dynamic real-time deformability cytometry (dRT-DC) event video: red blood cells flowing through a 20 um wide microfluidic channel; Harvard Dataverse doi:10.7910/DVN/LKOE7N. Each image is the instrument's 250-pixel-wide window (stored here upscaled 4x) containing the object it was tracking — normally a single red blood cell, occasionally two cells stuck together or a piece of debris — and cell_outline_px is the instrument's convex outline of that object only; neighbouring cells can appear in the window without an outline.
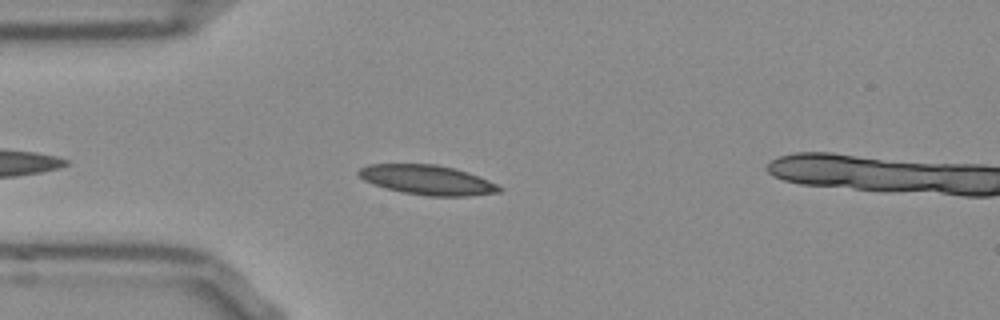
{"species": "Egyptian fruit bat (a non-hibernating species)", "species_latin": "Rousettus aegyptiacus", "temperature_condition": "room temperature", "stored_images_in_passage": 7, "camera_frame_rate_fps": 3000, "um_per_image_px": 0.085, "frame": {"image": 1, "passage_image": 5, "time_ms": 1.333, "image_size_px": [1000, 320], "cell_outline_px": [[500, 192], [468, 196], [428, 196], [404, 192], [372, 184], [364, 180], [356, 172], [360, 168], [368, 164], [436, 164], [468, 172], [488, 180], [496, 184], [500, 188]], "centroid_in_image_um": [36.3, 15.29], "position_along_channel_um": 48.7, "area_um2": 24.04}}